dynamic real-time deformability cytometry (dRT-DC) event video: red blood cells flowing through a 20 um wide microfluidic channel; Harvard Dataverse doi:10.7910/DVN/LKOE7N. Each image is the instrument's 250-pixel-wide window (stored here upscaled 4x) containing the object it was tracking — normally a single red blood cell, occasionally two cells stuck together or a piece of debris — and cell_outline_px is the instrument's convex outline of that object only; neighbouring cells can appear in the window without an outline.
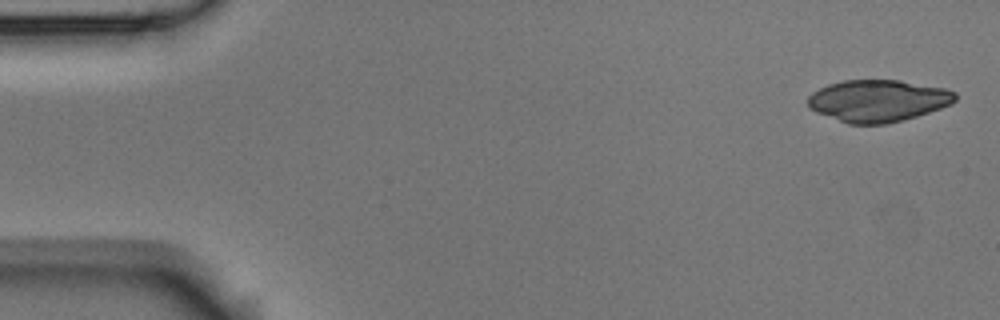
{"species": "Egyptian fruit bat (a non-hibernating species)", "species_latin": "Rousettus aegyptiacus", "temperature_condition": "room temperature", "stored_images_in_passage": 4, "camera_frame_rate_fps": 3000, "um_per_image_px": 0.085, "animal": {"sex": "male"}, "frame": {"image": 1, "passage_image": 1, "time_ms": 0.0, "image_size_px": [1000, 320], "cell_outline_px": [[956, 100], [952, 104], [904, 120], [884, 124], [848, 124], [816, 112], [808, 108], [808, 96], [812, 92], [828, 84], [844, 80], [900, 80], [944, 88], [956, 92]], "centroid_in_image_um": [74.61, 8.56], "position_along_channel_um": 10.4, "area_um2": 36.07}}